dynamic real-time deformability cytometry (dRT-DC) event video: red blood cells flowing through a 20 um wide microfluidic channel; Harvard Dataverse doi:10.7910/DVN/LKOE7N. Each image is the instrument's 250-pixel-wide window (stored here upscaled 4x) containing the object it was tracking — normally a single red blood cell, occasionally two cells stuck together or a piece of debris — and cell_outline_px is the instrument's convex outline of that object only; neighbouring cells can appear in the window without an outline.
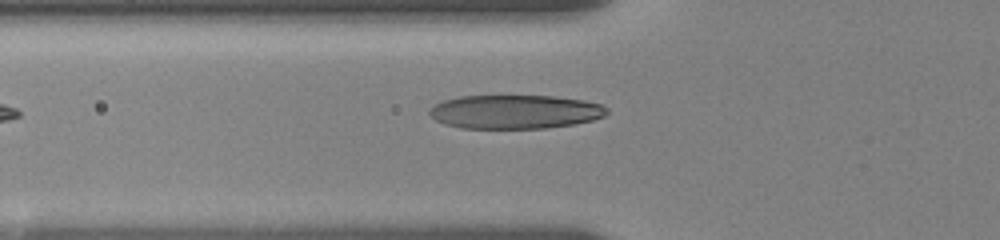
{"species": "human", "species_latin": "Homo sapiens", "temperature_condition": "room temperature", "stored_images_in_passage": 8, "camera_frame_rate_fps": 3000, "um_per_image_px": 0.085, "donor": {"sex": "female"}, "frame": {"image": 1, "passage_image": 8, "time_ms": 6.0, "image_size_px": [1000, 240], "cell_outline_px": [[608, 112], [604, 116], [592, 120], [576, 124], [548, 128], [460, 128], [444, 124], [436, 120], [428, 112], [428, 108], [432, 104], [444, 100], [460, 96], [552, 96], [584, 100], [600, 104], [608, 108]], "centroid_in_image_um": [43.76, 9.5], "position_along_channel_um": 82.0, "area_um2": 35.2}}